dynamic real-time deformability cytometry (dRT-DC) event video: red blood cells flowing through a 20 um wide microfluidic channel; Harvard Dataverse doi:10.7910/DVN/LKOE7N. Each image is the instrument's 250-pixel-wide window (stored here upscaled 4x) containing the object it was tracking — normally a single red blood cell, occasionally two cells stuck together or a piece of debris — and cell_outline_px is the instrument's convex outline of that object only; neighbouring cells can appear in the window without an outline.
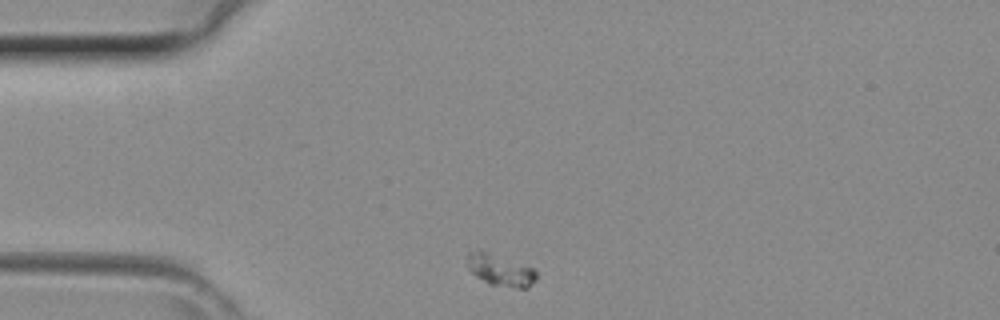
{"species": "common noctule bat (a hibernating species)", "species_latin": "Nyctalus noctula", "temperature_condition": "room temperature", "stored_images_in_passage": 35, "camera_frame_rate_fps": 3000, "um_per_image_px": 0.085, "animal": {"sex": "female", "body_mass_g": 29.2, "forearm_length_mm": 56.3}, "frame": {"image": 1, "passage_image": 1, "time_ms": 0.0, "image_size_px": [1000, 320], "cell_outline_px": [[536, 280], [528, 288], [520, 288], [488, 284], [476, 276], [468, 268], [468, 252], [480, 248], [536, 268]], "centroid_in_image_um": [42.54, 22.93], "position_along_channel_um": 42.5, "area_um2": 13.12}}
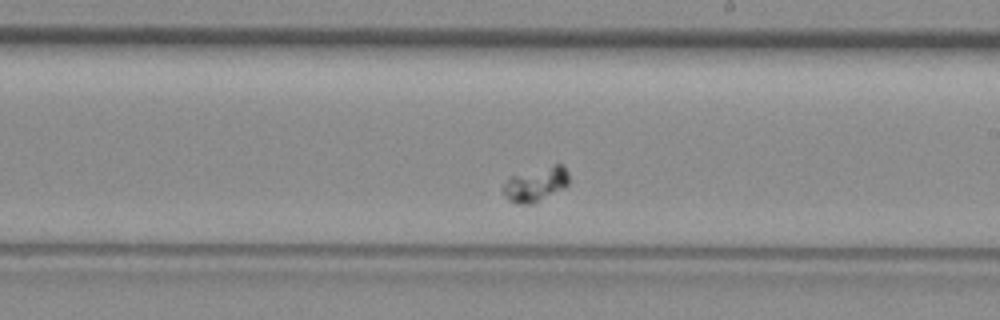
{"frame": {"image": 2, "passage_image": 16, "time_ms": 5.0, "image_size_px": [1000, 320], "cell_outline_px": [[568, 184], [564, 188], [532, 204], [520, 204], [508, 200], [500, 188], [508, 176], [552, 164], [564, 164], [568, 172]], "centroid_in_image_um": [45.51, 15.64], "position_along_channel_um": 243.5, "area_um2": 13.47}}
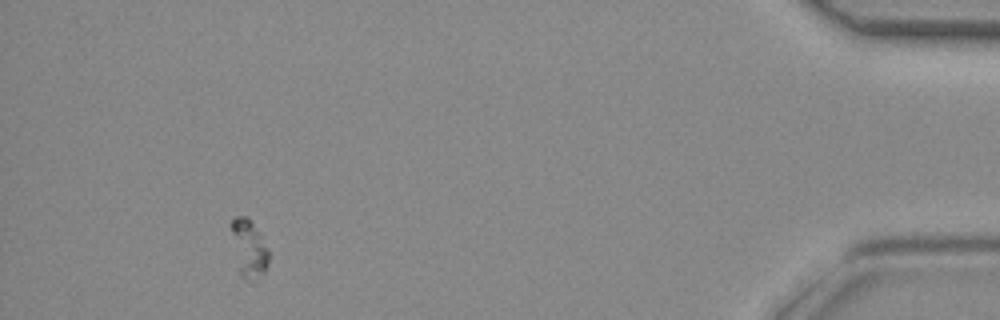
{"frame": {"image": 3, "passage_image": 32, "time_ms": 10.333, "image_size_px": [1000, 320], "cell_outline_px": [[268, 264], [264, 272], [248, 284], [240, 276], [228, 224], [236, 216], [248, 216], [252, 220], [268, 248]], "centroid_in_image_um": [21.12, 21.1], "position_along_channel_um": 414.1, "area_um2": 12.95}}